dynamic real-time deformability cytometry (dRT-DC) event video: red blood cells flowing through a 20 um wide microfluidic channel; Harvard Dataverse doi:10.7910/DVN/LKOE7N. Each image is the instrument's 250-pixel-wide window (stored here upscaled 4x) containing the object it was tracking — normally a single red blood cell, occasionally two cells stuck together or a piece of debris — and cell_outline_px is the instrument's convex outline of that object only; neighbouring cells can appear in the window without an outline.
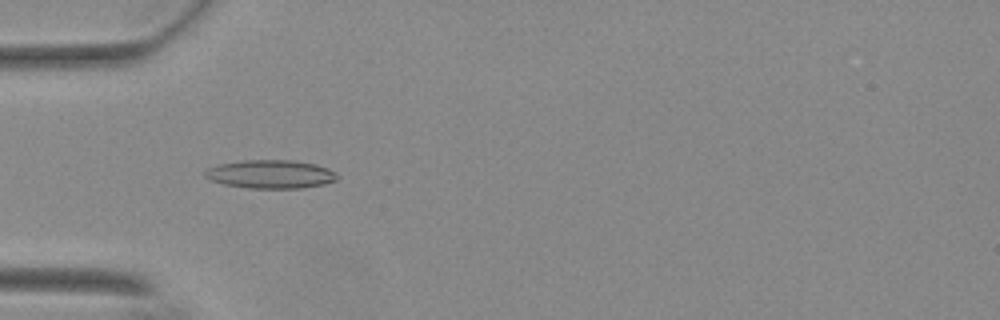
{"species": "Egyptian fruit bat (a non-hibernating species)", "species_latin": "Rousettus aegyptiacus", "temperature_condition": "warm", "stored_images_in_passage": 56, "camera_frame_rate_fps": 3000, "um_per_image_px": 0.085, "animal": {"sex": "female"}, "frame": {"image": 1, "passage_image": 18, "time_ms": 5.667, "image_size_px": [1000, 320], "cell_outline_px": [[340, 176], [336, 180], [324, 184], [300, 188], [248, 188], [224, 184], [212, 180], [204, 176], [204, 172], [208, 168], [220, 164], [244, 160], [292, 160], [316, 164], [328, 168], [336, 172]], "centroid_in_image_um": [23.04, 14.8], "position_along_channel_um": 62.0, "area_um2": 21.91}}
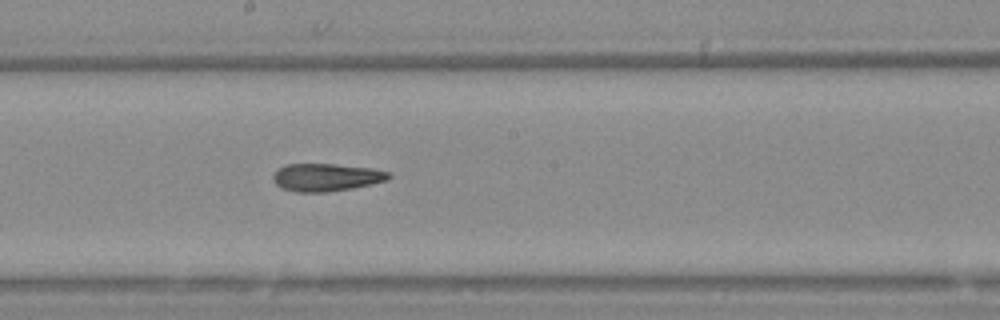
{"frame": {"image": 2, "passage_image": 31, "time_ms": 10.0, "image_size_px": [1000, 320], "cell_outline_px": [[392, 176], [388, 180], [348, 188], [324, 192], [296, 192], [284, 188], [276, 184], [272, 180], [272, 176], [284, 164], [332, 164], [372, 168], [388, 172]], "centroid_in_image_um": [27.7, 15.06], "position_along_channel_um": 220.5, "area_um2": 18.32}}
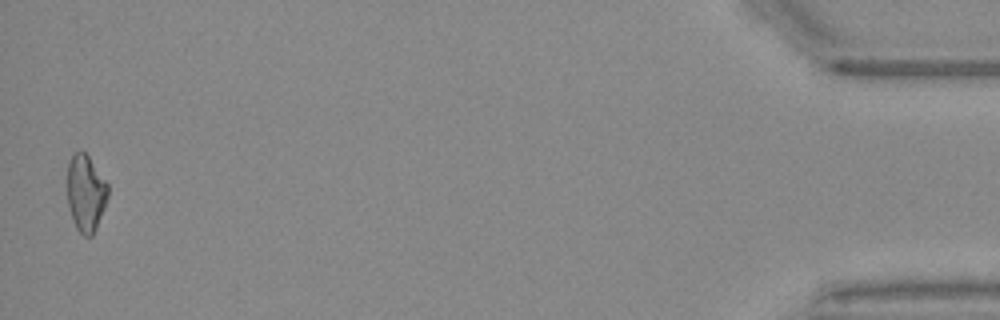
{"frame": {"image": 3, "passage_image": 55, "time_ms": 18.0, "image_size_px": [1000, 320], "cell_outline_px": [[108, 196], [104, 208], [96, 228], [92, 236], [84, 236], [76, 228], [68, 204], [68, 164], [72, 156], [76, 152], [84, 152], [88, 156], [108, 184]], "centroid_in_image_um": [7.3, 16.43], "position_along_channel_um": 427.9, "area_um2": 17.8}, "authors_computed_cell_mechanics": {"area_um2": 19.0162, "velocity_mm_per_s": 3.7165, "shape_relaxation_time_tau1_ms": null, "shape_relaxation_time_tau2_ms": 3.0549, "deformation_change_tau1": null, "deformation_change_tau2": 0.1184}}